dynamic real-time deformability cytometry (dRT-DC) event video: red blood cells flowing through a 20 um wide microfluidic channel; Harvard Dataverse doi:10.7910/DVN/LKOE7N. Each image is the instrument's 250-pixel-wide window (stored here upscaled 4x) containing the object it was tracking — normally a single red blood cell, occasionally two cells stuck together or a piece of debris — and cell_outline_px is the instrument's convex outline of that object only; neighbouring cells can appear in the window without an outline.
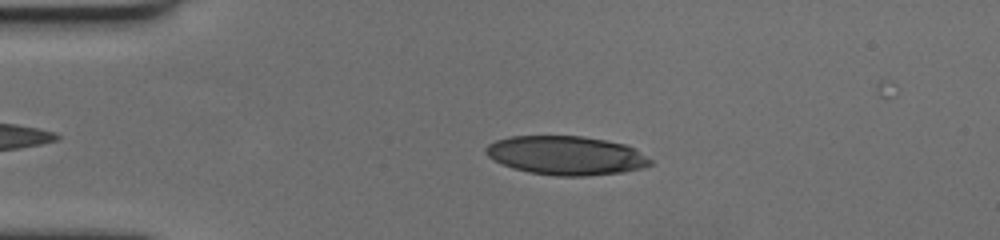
{"species": "human", "species_latin": "Homo sapiens", "temperature_condition": "cold", "stored_images_in_passage": 52, "camera_frame_rate_fps": 3000, "um_per_image_px": 0.085, "donor": {"sex": "female"}, "frame": {"image": 1, "passage_image": 13, "time_ms": 4.0, "image_size_px": [1000, 240], "cell_outline_px": [[652, 164], [640, 168], [624, 172], [588, 176], [556, 176], [528, 172], [512, 168], [492, 160], [484, 152], [484, 148], [488, 144], [496, 140], [512, 136], [584, 136], [624, 144], [636, 148], [652, 160]], "centroid_in_image_um": [48.1, 13.22], "position_along_channel_um": 36.9, "area_um2": 37.51}}
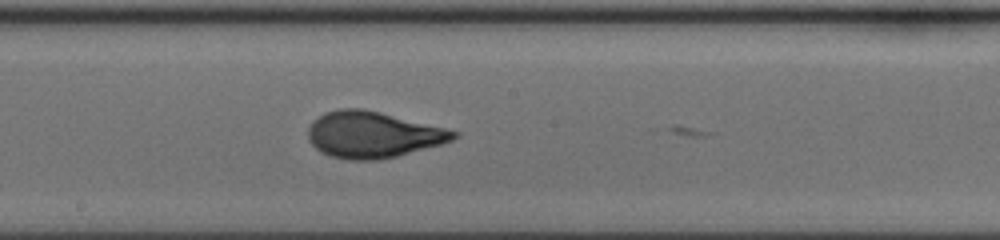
{"frame": {"image": 2, "passage_image": 32, "time_ms": 10.333, "image_size_px": [1000, 240], "cell_outline_px": [[460, 136], [452, 140], [440, 144], [396, 156], [380, 160], [348, 160], [332, 156], [320, 152], [308, 140], [308, 128], [312, 120], [324, 112], [340, 108], [364, 108], [460, 132]], "centroid_in_image_um": [31.65, 11.44], "position_along_channel_um": 216.6, "area_um2": 39.19}}
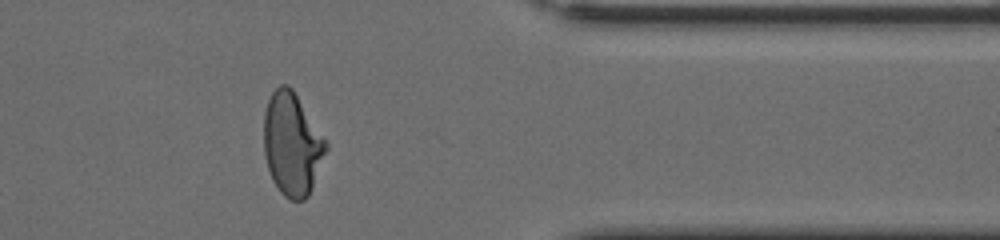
{"frame": {"image": 3, "passage_image": 48, "time_ms": 15.667, "image_size_px": [1000, 240], "cell_outline_px": [[328, 148], [312, 188], [308, 196], [304, 200], [292, 200], [284, 196], [280, 192], [272, 180], [264, 156], [264, 112], [268, 100], [272, 92], [280, 84], [288, 84], [292, 88], [328, 144]], "centroid_in_image_um": [24.81, 12.26], "position_along_channel_um": 386.6, "area_um2": 37.11}, "authors_computed_cell_mechanics": {"area_um2": 37.9168, "velocity_mm_per_s": 3.4832, "shape_relaxation_time_tau1_ms": 5.2187, "shape_relaxation_time_tau2_ms": 0.866, "deformation_change_tau1": 0.2029, "deformation_change_tau2": 0.0642}}